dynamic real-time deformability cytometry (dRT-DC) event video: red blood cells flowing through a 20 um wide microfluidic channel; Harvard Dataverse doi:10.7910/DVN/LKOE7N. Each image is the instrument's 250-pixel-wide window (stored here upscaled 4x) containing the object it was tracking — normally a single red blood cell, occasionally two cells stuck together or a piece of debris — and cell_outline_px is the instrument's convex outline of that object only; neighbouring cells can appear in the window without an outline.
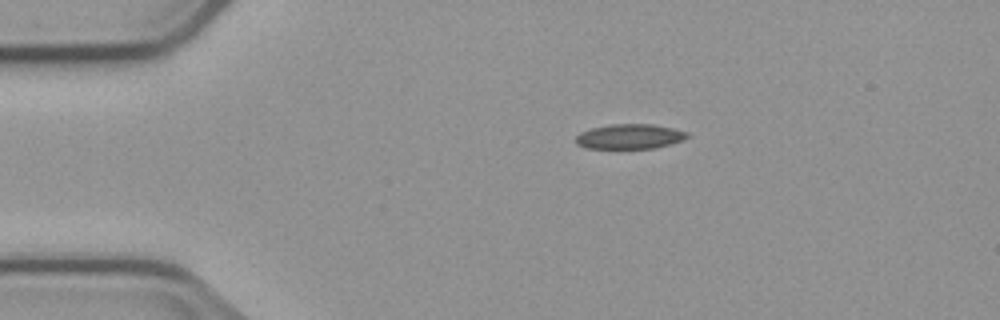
{"species": "common noctule bat (a hibernating species)", "species_latin": "Nyctalus noctula", "temperature_condition": "cold", "stored_images_in_passage": 2, "segment_of_instrument_passage": [1, 2], "camera_frame_rate_fps": 3000, "um_per_image_px": 0.085, "animal": {"sex": "male", "body_mass_g": 23.1, "forearm_length_mm": 52.7}, "frame": {"image": 1, "passage_image": 1, "time_ms": 0.0, "image_size_px": [1000, 320], "cell_outline_px": [[692, 136], [656, 148], [588, 148], [576, 144], [576, 136], [580, 132], [592, 128], [612, 124], [652, 124], [672, 128], [688, 132]], "centroid_in_image_um": [53.53, 11.6], "position_along_channel_um": 31.5, "area_um2": 16.01}}